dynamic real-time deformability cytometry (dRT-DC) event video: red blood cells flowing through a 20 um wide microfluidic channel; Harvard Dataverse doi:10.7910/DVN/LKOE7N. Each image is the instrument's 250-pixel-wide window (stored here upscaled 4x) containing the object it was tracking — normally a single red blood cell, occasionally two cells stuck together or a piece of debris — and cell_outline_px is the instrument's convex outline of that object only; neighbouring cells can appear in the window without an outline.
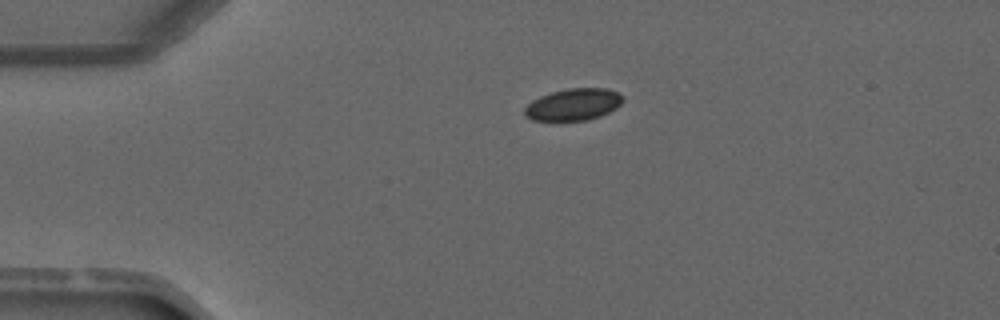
{"species": "common noctule bat (a hibernating species)", "species_latin": "Nyctalus noctula", "temperature_condition": "warm", "stored_images_in_passage": 3, "camera_frame_rate_fps": 3000, "um_per_image_px": 0.085, "animal": {"sex": "male", "forearm_length_mm": 52.5}, "frame": {"image": 1, "passage_image": 1, "time_ms": 0.0, "image_size_px": [1000, 320], "cell_outline_px": [[624, 100], [616, 108], [600, 116], [588, 120], [532, 120], [524, 116], [524, 108], [532, 100], [540, 96], [552, 92], [568, 88], [608, 88], [624, 96]], "centroid_in_image_um": [48.74, 8.88], "position_along_channel_um": 36.3, "area_um2": 18.26}}
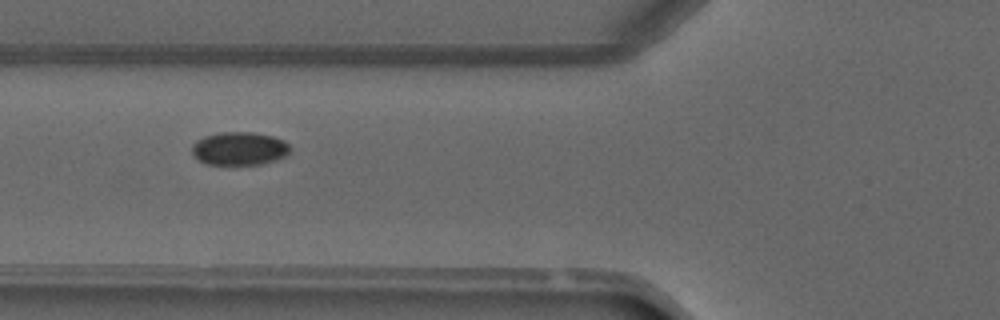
{"frame": {"image": 2, "passage_image": 3, "time_ms": 2.333, "image_size_px": [1000, 320], "cell_outline_px": [[288, 152], [284, 156], [260, 164], [208, 164], [200, 160], [192, 152], [192, 144], [196, 140], [204, 136], [220, 132], [252, 132], [272, 136], [284, 140], [288, 144]], "centroid_in_image_um": [20.31, 12.61], "position_along_channel_um": 105.5, "area_um2": 18.67}}